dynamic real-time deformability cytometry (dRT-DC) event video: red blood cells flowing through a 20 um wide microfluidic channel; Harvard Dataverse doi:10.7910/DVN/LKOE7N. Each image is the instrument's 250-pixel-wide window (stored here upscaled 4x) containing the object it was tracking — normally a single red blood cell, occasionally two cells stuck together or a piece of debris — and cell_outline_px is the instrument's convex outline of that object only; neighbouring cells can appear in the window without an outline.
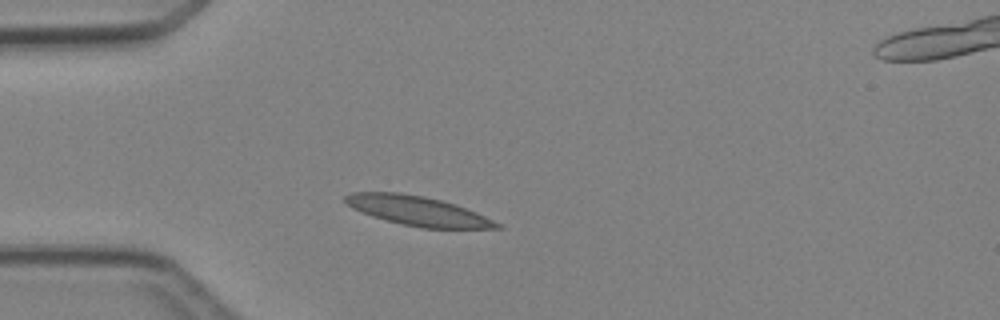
{"species": "Egyptian fruit bat (a non-hibernating species)", "species_latin": "Rousettus aegyptiacus", "temperature_condition": "cold", "stored_images_in_passage": 3, "camera_frame_rate_fps": 3000, "um_per_image_px": 0.085, "animal": {"sex": "female"}, "frame": {"image": 1, "passage_image": 2, "time_ms": 2.333, "image_size_px": [1000, 320], "cell_outline_px": [[504, 228], [420, 228], [372, 216], [352, 208], [344, 200], [344, 196], [352, 192], [400, 192], [424, 196], [440, 200], [476, 212], [500, 224]], "centroid_in_image_um": [35.47, 17.91], "position_along_channel_um": 49.5, "area_um2": 25.55}}